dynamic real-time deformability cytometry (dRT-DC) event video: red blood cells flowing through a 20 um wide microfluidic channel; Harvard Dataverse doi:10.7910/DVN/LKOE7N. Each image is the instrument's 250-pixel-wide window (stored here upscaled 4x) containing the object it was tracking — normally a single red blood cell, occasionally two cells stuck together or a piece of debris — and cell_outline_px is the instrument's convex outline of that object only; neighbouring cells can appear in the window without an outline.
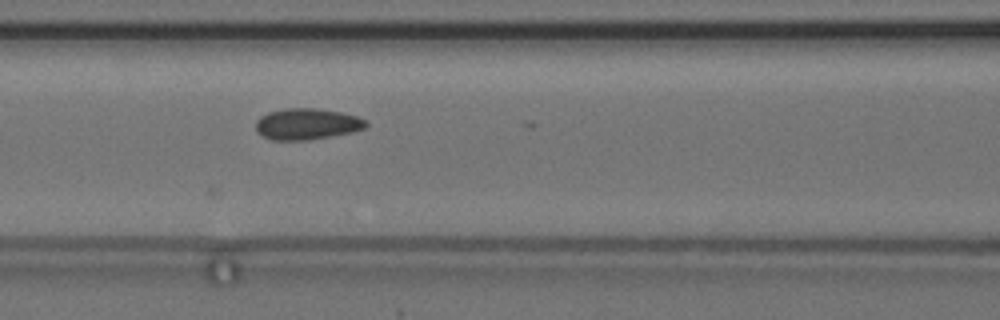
{"species": "common noctule bat (a hibernating species)", "species_latin": "Nyctalus noctula", "temperature_condition": "cold", "stored_images_in_passage": 3, "camera_frame_rate_fps": 3000, "um_per_image_px": 0.085, "animal": {"sex": "female", "body_mass_g": 24.6, "forearm_length_mm": 56.2}, "frame": {"image": 1, "passage_image": 3, "time_ms": 2.333, "image_size_px": [1000, 320], "cell_outline_px": [[368, 124], [364, 128], [348, 132], [308, 140], [272, 140], [260, 136], [256, 132], [256, 120], [260, 116], [268, 112], [288, 108], [316, 108], [340, 112], [356, 116], [368, 120]], "centroid_in_image_um": [26.03, 10.54], "position_along_channel_um": 140.6, "area_um2": 20.0}}